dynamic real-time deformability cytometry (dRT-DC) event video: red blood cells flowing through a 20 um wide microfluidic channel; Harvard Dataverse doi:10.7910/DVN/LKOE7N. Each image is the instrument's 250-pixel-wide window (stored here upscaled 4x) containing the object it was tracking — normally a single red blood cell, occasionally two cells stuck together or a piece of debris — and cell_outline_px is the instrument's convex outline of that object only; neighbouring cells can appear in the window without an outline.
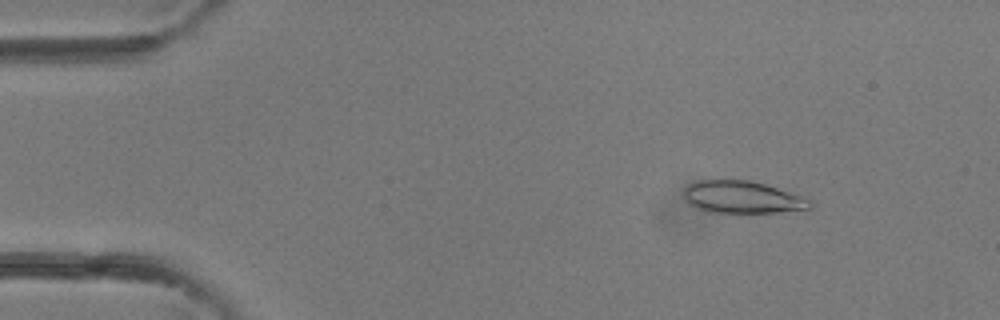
{"species": "common noctule bat (a hibernating species)", "species_latin": "Nyctalus noctula", "temperature_condition": "room temperature", "stored_images_in_passage": 14, "camera_frame_rate_fps": 3000, "um_per_image_px": 0.085, "animal": {"sex": "female"}, "frame": {"image": 1, "passage_image": 6, "time_ms": 1.667, "image_size_px": [1000, 320], "cell_outline_px": [[812, 208], [776, 212], [708, 212], [696, 208], [688, 204], [684, 200], [684, 188], [688, 184], [696, 180], [752, 180], [800, 196], [808, 200], [812, 204]], "centroid_in_image_um": [63.0, 16.75], "position_along_channel_um": 22.0, "area_um2": 23.52}}